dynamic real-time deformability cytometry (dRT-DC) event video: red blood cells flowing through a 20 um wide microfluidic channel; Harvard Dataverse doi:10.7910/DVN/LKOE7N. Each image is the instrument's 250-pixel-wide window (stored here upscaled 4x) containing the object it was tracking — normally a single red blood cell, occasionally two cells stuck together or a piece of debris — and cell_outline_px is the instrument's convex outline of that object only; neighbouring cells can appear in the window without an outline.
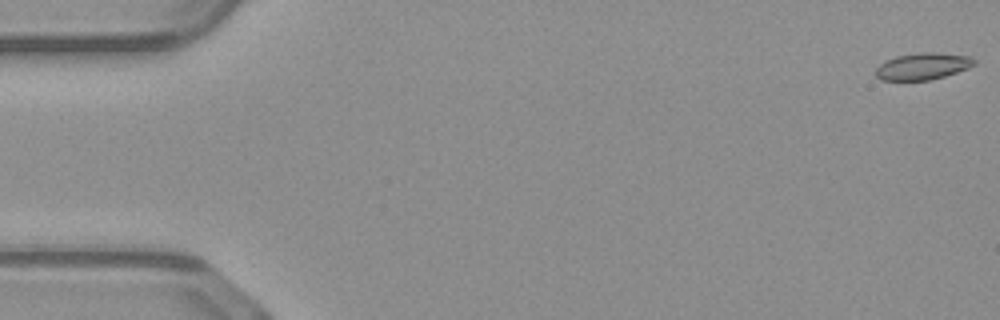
{"species": "common noctule bat (a hibernating species)", "species_latin": "Nyctalus noctula", "temperature_condition": "warm", "stored_images_in_passage": 51, "camera_frame_rate_fps": 3000, "um_per_image_px": 0.085, "animal": {"sex": "male", "body_mass_g": 23.1, "forearm_length_mm": 52.7}, "frame": {"image": 1, "passage_image": 1, "time_ms": 0.0, "image_size_px": [1000, 320], "cell_outline_px": [[976, 64], [968, 68], [944, 76], [928, 80], [880, 80], [876, 76], [876, 68], [880, 64], [896, 56], [920, 52], [932, 52], [972, 56], [976, 60]], "centroid_in_image_um": [78.46, 5.62], "position_along_channel_um": 6.5, "area_um2": 15.32}}
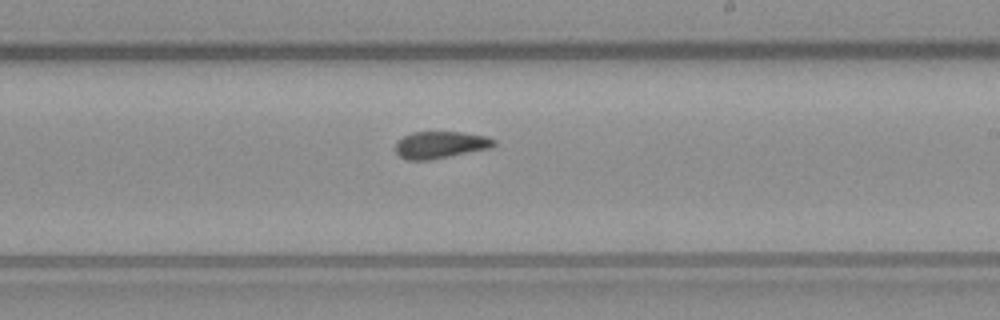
{"frame": {"image": 2, "passage_image": 30, "time_ms": 9.667, "image_size_px": [1000, 320], "cell_outline_px": [[496, 144], [492, 148], [432, 160], [404, 160], [396, 152], [396, 140], [412, 132], [460, 132], [488, 136], [496, 140]], "centroid_in_image_um": [37.45, 12.32], "position_along_channel_um": 251.5, "area_um2": 15.78}}
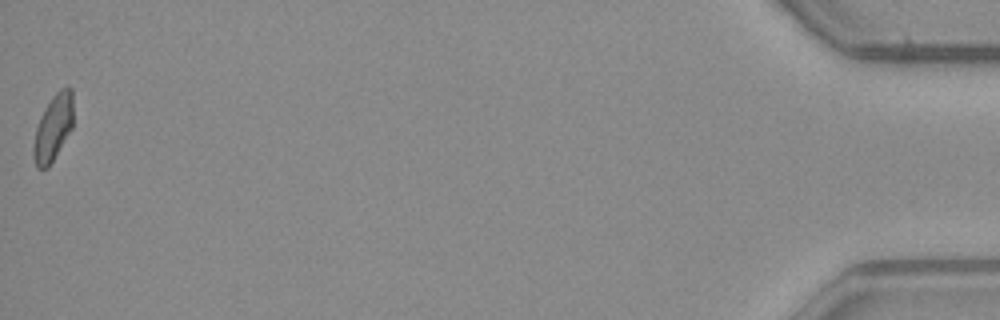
{"frame": {"image": 3, "passage_image": 51, "time_ms": 16.667, "image_size_px": [1000, 320], "cell_outline_px": [[72, 128], [48, 168], [36, 168], [32, 156], [32, 148], [36, 128], [40, 116], [44, 108], [52, 96], [60, 88], [72, 88]], "centroid_in_image_um": [4.49, 10.88], "position_along_channel_um": 430.7, "area_um2": 15.32}, "authors_computed_cell_mechanics": {"area_um2": 15.7794, "velocity_mm_per_s": 4.0842, "shape_relaxation_time_tau1_ms": null, "shape_relaxation_time_tau2_ms": 2.553, "deformation_change_tau1": null, "deformation_change_tau2": 0.0682}}